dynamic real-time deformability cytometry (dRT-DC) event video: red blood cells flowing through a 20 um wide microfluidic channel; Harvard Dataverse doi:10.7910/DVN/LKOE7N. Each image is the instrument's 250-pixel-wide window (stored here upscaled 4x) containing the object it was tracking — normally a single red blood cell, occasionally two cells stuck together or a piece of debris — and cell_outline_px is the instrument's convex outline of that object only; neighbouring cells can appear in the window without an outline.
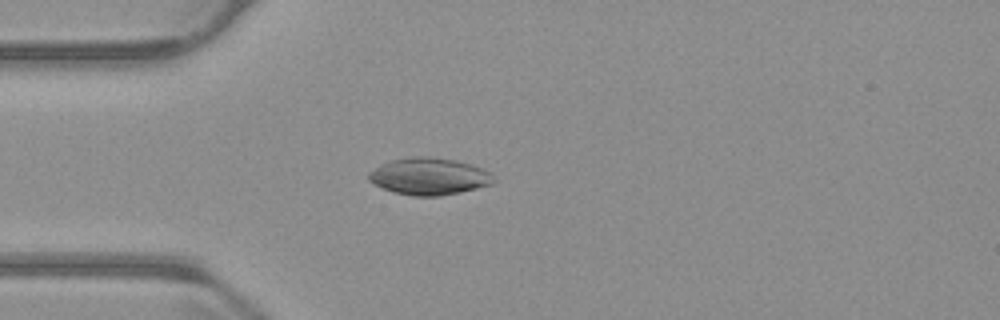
{"species": "common noctule bat (a hibernating species)", "species_latin": "Nyctalus noctula", "temperature_condition": "warm", "stored_images_in_passage": 51, "camera_frame_rate_fps": 3000, "um_per_image_px": 0.085, "animal": {"sex": "male", "body_mass_g": 23.1, "forearm_length_mm": 52.7}, "frame": {"image": 1, "passage_image": 11, "time_ms": 3.333, "image_size_px": [1000, 320], "cell_outline_px": [[492, 184], [460, 192], [440, 196], [412, 196], [392, 192], [368, 180], [368, 172], [380, 164], [392, 160], [416, 156], [428, 156], [456, 160], [480, 168], [488, 172], [492, 176]], "centroid_in_image_um": [36.42, 14.99], "position_along_channel_um": 48.6, "area_um2": 26.65}}
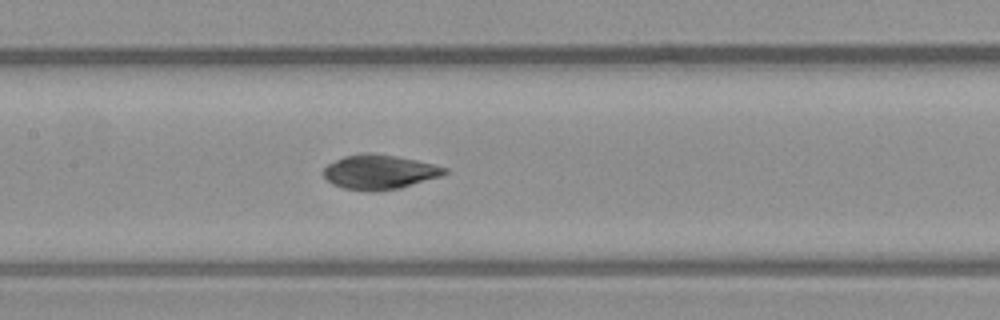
{"frame": {"image": 2, "passage_image": 22, "time_ms": 7.0, "image_size_px": [1000, 320], "cell_outline_px": [[448, 172], [440, 176], [400, 188], [380, 192], [372, 192], [344, 188], [332, 184], [324, 176], [324, 168], [328, 164], [344, 156], [360, 152], [372, 152], [396, 156], [416, 160], [448, 168]], "centroid_in_image_um": [32.24, 14.62], "position_along_channel_um": 175.2, "area_um2": 24.45}}
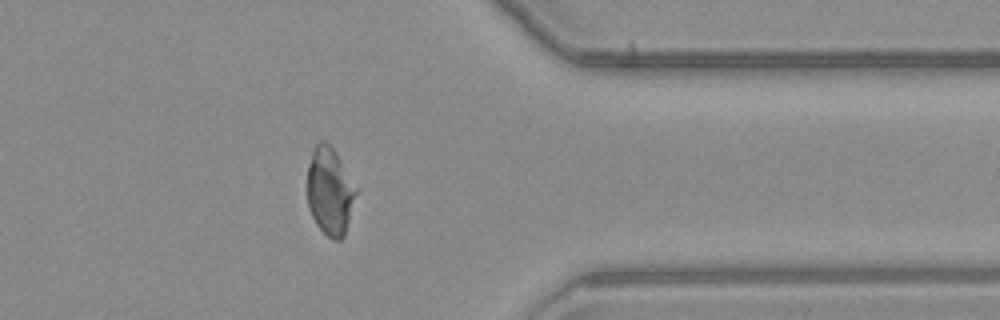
{"frame": {"image": 3, "passage_image": 40, "time_ms": 13.0, "image_size_px": [1000, 320], "cell_outline_px": [[356, 192], [344, 236], [340, 240], [332, 240], [316, 224], [308, 208], [308, 164], [312, 152], [316, 144], [320, 140], [324, 140], [332, 148], [356, 188]], "centroid_in_image_um": [28.0, 16.28], "position_along_channel_um": 383.4, "area_um2": 24.16}, "authors_computed_cell_mechanics": {"area_um2": 25.3742, "velocity_mm_per_s": 3.7279, "shape_relaxation_time_tau1_ms": null, "shape_relaxation_time_tau2_ms": 1.4242, "deformation_change_tau1": null, "deformation_change_tau2": 0.0487}}